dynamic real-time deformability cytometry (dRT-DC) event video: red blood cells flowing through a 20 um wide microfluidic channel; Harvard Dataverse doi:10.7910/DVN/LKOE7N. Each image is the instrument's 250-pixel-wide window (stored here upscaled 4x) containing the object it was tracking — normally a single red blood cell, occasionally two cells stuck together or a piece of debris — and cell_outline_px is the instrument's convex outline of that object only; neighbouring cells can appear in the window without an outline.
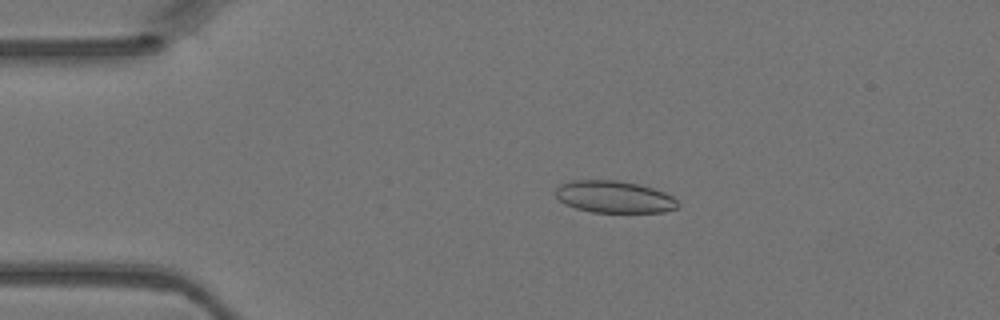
{"species": "Egyptian fruit bat (a non-hibernating species)", "species_latin": "Rousettus aegyptiacus", "temperature_condition": "warm", "stored_images_in_passage": 3, "camera_frame_rate_fps": 3000, "um_per_image_px": 0.085, "animal": {"sex": "female"}, "frame": {"image": 1, "passage_image": 2, "time_ms": 0.333, "image_size_px": [1000, 320], "cell_outline_px": [[680, 204], [676, 208], [664, 212], [592, 212], [576, 208], [564, 204], [556, 196], [556, 188], [560, 184], [572, 180], [616, 180], [636, 184], [652, 188], [664, 192], [672, 196]], "centroid_in_image_um": [52.19, 16.73], "position_along_channel_um": 32.8, "area_um2": 22.72}}